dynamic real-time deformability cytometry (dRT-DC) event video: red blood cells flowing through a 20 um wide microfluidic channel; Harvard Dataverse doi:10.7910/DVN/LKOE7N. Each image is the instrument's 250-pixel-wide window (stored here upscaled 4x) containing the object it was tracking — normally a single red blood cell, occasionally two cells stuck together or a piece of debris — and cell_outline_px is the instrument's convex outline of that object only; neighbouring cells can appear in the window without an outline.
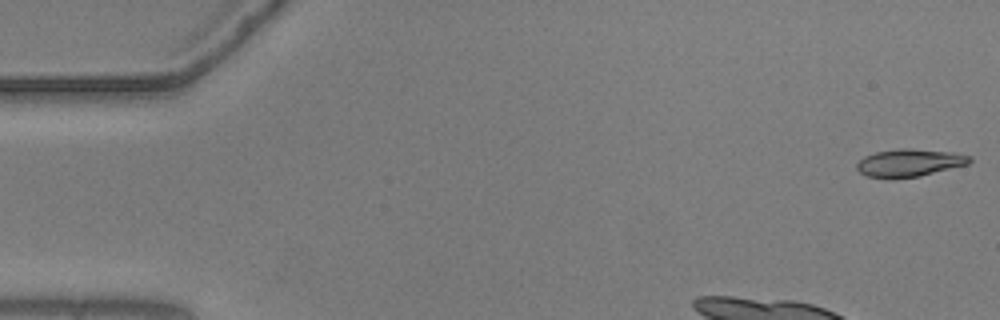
{"species": "common noctule bat (a hibernating species)", "species_latin": "Nyctalus noctula", "temperature_condition": "warm", "stored_images_in_passage": 19, "camera_frame_rate_fps": 3000, "um_per_image_px": 0.085, "animal": {"sex": "male", "body_mass_g": 20.5, "forearm_length_mm": 52.5}, "frame": {"image": 1, "passage_image": 1, "time_ms": 0.0, "image_size_px": [1000, 320], "cell_outline_px": [[972, 160], [968, 164], [920, 176], [892, 180], [868, 176], [860, 172], [856, 168], [856, 164], [864, 156], [876, 152], [900, 148], [912, 148], [952, 152], [972, 156]], "centroid_in_image_um": [77.29, 13.85], "position_along_channel_um": 7.7, "area_um2": 18.44}}